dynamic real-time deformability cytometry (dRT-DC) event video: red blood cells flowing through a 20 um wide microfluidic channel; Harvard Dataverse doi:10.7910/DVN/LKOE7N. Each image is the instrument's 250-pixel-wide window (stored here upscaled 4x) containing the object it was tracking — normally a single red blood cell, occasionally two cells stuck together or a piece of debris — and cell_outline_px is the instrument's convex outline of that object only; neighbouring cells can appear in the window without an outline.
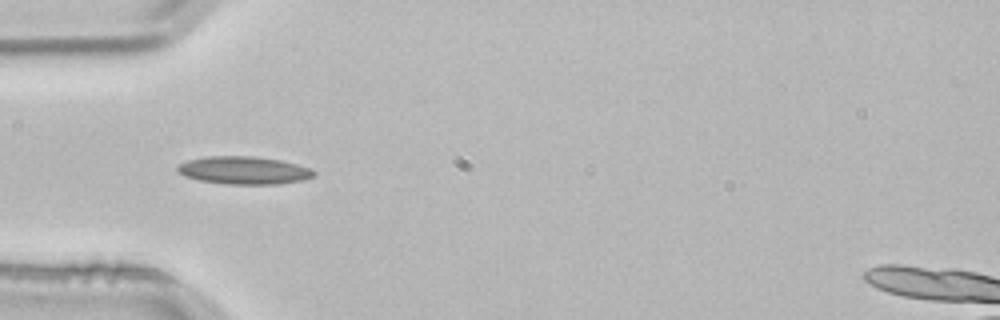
{"species": "common noctule bat (a hibernating species)", "species_latin": "Nyctalus noctula", "temperature_condition": "room temperature", "stored_images_in_passage": 3, "camera_frame_rate_fps": 3000, "um_per_image_px": 0.085, "animal": {"sex": "male", "body_mass_g": 21.5, "forearm_length_mm": 52.0}, "frame": {"image": 1, "passage_image": 3, "time_ms": 0.667, "image_size_px": [1000, 320], "cell_outline_px": [[316, 172], [312, 176], [300, 180], [276, 184], [228, 184], [200, 180], [184, 176], [176, 168], [180, 164], [188, 160], [208, 156], [252, 156], [280, 160], [296, 164], [308, 168]], "centroid_in_image_um": [20.7, 14.47], "position_along_channel_um": 64.3, "area_um2": 21.68}}